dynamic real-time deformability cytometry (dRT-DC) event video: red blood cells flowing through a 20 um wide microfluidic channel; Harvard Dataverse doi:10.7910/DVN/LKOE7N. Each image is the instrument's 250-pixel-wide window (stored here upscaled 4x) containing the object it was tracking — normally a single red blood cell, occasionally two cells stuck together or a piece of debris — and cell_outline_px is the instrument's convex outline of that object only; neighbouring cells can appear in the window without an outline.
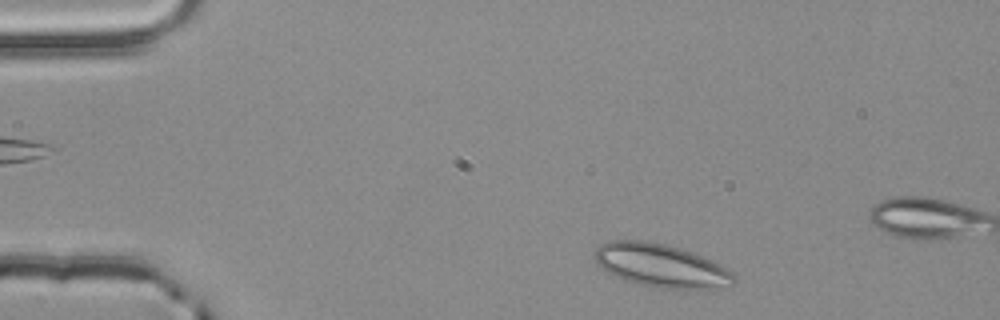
{"species": "common noctule bat (a hibernating species)", "species_latin": "Nyctalus noctula", "temperature_condition": "room temperature", "stored_images_in_passage": 10, "camera_frame_rate_fps": 3000, "um_per_image_px": 0.085, "animal": {"sex": "male", "body_mass_g": 20.4}, "frame": {"image": 1, "passage_image": 2, "time_ms": 0.333, "image_size_px": [1000, 320], "cell_outline_px": [[736, 280], [732, 284], [708, 292], [660, 288], [636, 284], [624, 280], [608, 272], [596, 264], [592, 256], [596, 248], [600, 244], [608, 240], [644, 240], [668, 244], [692, 252], [712, 260], [732, 272], [736, 276]], "centroid_in_image_um": [56.21, 22.61], "position_along_channel_um": 28.8, "area_um2": 36.24}}